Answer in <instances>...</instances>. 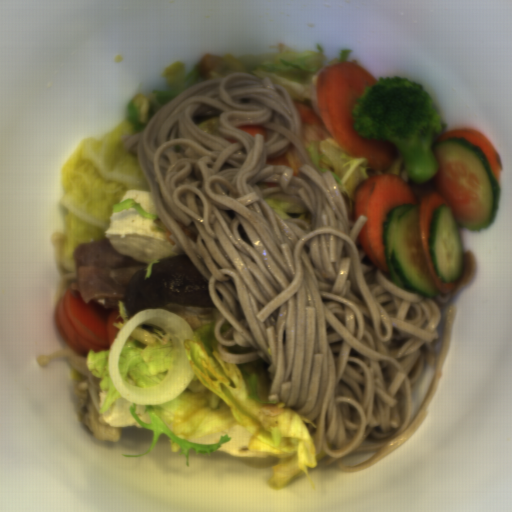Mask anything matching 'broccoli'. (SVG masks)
I'll use <instances>...</instances> for the list:
<instances>
[{"instance_id": "broccoli-1", "label": "broccoli", "mask_w": 512, "mask_h": 512, "mask_svg": "<svg viewBox=\"0 0 512 512\" xmlns=\"http://www.w3.org/2000/svg\"><path fill=\"white\" fill-rule=\"evenodd\" d=\"M353 128L365 141L396 144L414 183L435 179L441 165L433 144L448 132L426 88L404 76H383L365 86L351 106Z\"/></svg>"}]
</instances>
